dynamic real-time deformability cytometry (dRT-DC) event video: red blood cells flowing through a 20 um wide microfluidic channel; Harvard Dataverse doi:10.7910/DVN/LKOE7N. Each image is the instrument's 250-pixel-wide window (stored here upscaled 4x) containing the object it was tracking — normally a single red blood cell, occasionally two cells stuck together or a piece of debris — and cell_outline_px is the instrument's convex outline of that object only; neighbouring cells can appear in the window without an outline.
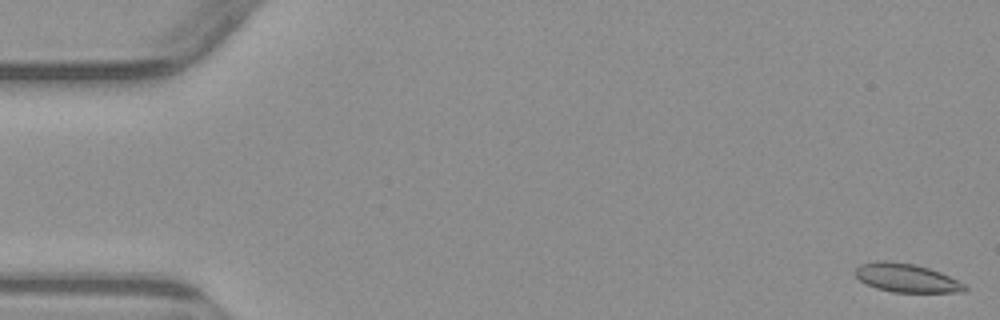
{"species": "common noctule bat (a hibernating species)", "species_latin": "Nyctalus noctula", "temperature_condition": "warm", "stored_images_in_passage": 4, "camera_frame_rate_fps": 3000, "um_per_image_px": 0.085, "animal": {"sex": "male", "body_mass_g": 23.1, "forearm_length_mm": 52.7}, "frame": {"image": 1, "passage_image": 1, "time_ms": 0.0, "image_size_px": [1000, 320], "cell_outline_px": [[968, 288], [964, 292], [892, 292], [876, 288], [860, 280], [852, 272], [860, 264], [876, 260], [884, 260], [912, 264], [928, 268], [940, 272], [964, 284]], "centroid_in_image_um": [77.0, 23.62], "position_along_channel_um": 8.0, "area_um2": 18.15}}